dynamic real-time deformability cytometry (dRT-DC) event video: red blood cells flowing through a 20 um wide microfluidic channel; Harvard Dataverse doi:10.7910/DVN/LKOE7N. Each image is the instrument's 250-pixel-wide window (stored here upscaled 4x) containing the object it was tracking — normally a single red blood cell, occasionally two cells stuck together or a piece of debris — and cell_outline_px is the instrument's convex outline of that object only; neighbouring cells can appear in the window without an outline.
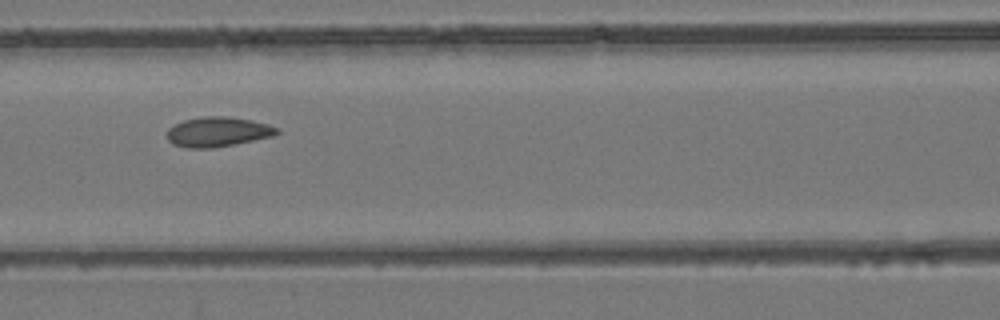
{"species": "common noctule bat (a hibernating species)", "species_latin": "Nyctalus noctula", "temperature_condition": "room temperature", "stored_images_in_passage": 3, "camera_frame_rate_fps": 3000, "um_per_image_px": 0.085, "animal": {"sex": "female", "body_mass_g": 24.6, "forearm_length_mm": 56.2}, "frame": {"image": 1, "passage_image": 3, "time_ms": 2.333, "image_size_px": [1000, 320], "cell_outline_px": [[280, 132], [272, 136], [212, 148], [188, 148], [172, 144], [168, 140], [168, 128], [184, 120], [208, 116], [224, 116], [252, 120], [268, 124], [280, 128]], "centroid_in_image_um": [18.52, 11.2], "position_along_channel_um": 148.1, "area_um2": 18.84}}